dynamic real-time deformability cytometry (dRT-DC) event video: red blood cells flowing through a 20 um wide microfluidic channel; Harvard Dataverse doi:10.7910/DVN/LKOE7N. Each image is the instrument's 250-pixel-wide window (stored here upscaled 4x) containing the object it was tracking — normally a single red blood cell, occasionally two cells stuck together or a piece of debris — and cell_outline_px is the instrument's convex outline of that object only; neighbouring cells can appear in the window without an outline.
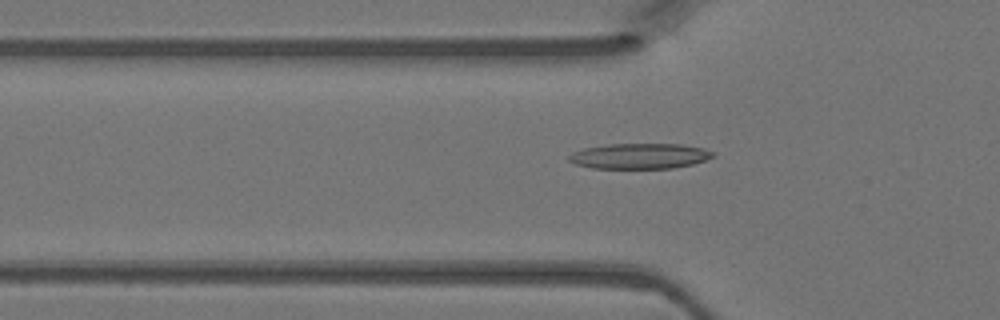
{"species": "Egyptian fruit bat (a non-hibernating species)", "species_latin": "Rousettus aegyptiacus", "temperature_condition": "warm", "stored_images_in_passage": 28, "camera_frame_rate_fps": 3000, "um_per_image_px": 0.085, "animal": {"sex": "female"}, "frame": {"image": 1, "passage_image": 5, "time_ms": 1.333, "image_size_px": [1000, 320], "cell_outline_px": [[716, 156], [692, 164], [672, 168], [592, 168], [576, 164], [568, 160], [568, 156], [572, 152], [584, 148], [608, 144], [680, 144], [704, 148], [716, 152]], "centroid_in_image_um": [54.39, 13.26], "position_along_channel_um": 71.4, "area_um2": 21.39}}
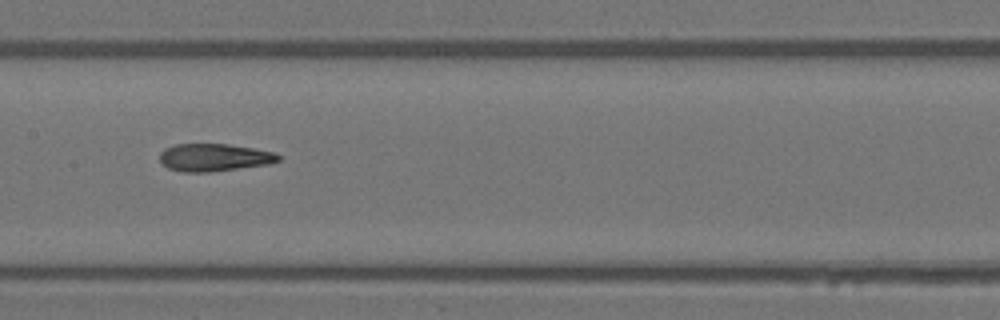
{"frame": {"image": 2, "passage_image": 13, "time_ms": 4.0, "image_size_px": [1000, 320], "cell_outline_px": [[280, 160], [268, 164], [208, 172], [180, 172], [168, 168], [160, 160], [160, 152], [164, 148], [176, 144], [228, 144], [276, 152], [280, 156]], "centroid_in_image_um": [18.19, 13.38], "position_along_channel_um": 189.2, "area_um2": 19.02}}
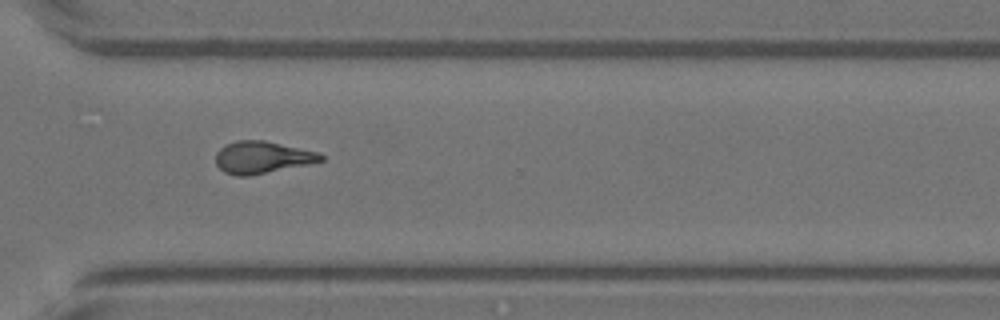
{"frame": {"image": 3, "passage_image": 24, "time_ms": 7.667, "image_size_px": [1000, 320], "cell_outline_px": [[324, 160], [308, 164], [248, 176], [236, 176], [224, 172], [216, 164], [216, 152], [220, 148], [236, 140], [264, 140], [320, 152], [324, 156]], "centroid_in_image_um": [22.29, 13.37], "position_along_channel_um": 348.3, "area_um2": 19.65}}